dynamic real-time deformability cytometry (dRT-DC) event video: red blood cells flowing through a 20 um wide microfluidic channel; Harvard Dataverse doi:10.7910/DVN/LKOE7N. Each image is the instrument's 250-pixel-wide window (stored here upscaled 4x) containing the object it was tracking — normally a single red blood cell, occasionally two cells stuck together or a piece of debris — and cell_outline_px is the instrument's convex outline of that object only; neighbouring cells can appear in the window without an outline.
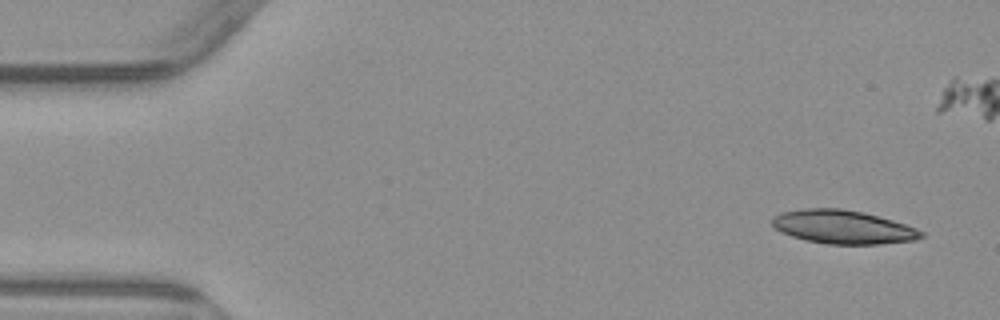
{"species": "common noctule bat (a hibernating species)", "species_latin": "Nyctalus noctula", "temperature_condition": "warm", "stored_images_in_passage": 5, "camera_frame_rate_fps": 3000, "um_per_image_px": 0.085, "animal": {"sex": "male", "body_mass_g": 23.1, "forearm_length_mm": 52.7}, "frame": {"image": 1, "passage_image": 1, "time_ms": 0.0, "image_size_px": [1000, 320], "cell_outline_px": [[924, 236], [912, 240], [880, 244], [828, 244], [804, 240], [780, 232], [772, 224], [772, 216], [780, 212], [804, 208], [840, 208], [860, 212], [892, 220], [916, 228], [924, 232]], "centroid_in_image_um": [71.6, 19.29], "position_along_channel_um": 13.4, "area_um2": 29.02}}